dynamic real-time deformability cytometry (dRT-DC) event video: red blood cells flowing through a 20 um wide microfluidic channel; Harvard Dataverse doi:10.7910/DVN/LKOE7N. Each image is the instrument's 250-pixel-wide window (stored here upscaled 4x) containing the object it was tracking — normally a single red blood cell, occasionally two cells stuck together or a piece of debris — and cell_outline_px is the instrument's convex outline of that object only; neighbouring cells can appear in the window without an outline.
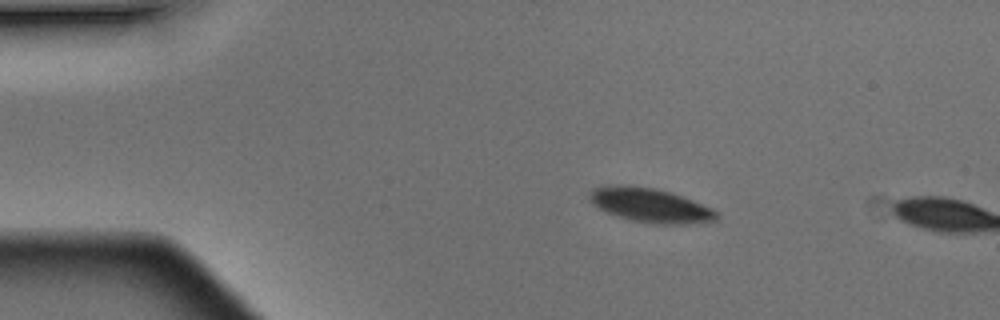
{"species": "Egyptian fruit bat (a non-hibernating species)", "species_latin": "Rousettus aegyptiacus", "temperature_condition": "warm", "stored_images_in_passage": 2, "camera_frame_rate_fps": 3000, "um_per_image_px": 0.085, "animal": {"sex": "male"}, "frame": {"image": 1, "passage_image": 1, "time_ms": 0.0, "image_size_px": [1000, 320], "cell_outline_px": [[720, 216], [716, 220], [688, 224], [656, 224], [628, 220], [616, 216], [592, 204], [588, 200], [588, 192], [592, 188], [608, 184], [628, 184], [656, 188], [672, 192], [712, 208]], "centroid_in_image_um": [55.21, 17.42], "position_along_channel_um": 29.8, "area_um2": 25.84}}